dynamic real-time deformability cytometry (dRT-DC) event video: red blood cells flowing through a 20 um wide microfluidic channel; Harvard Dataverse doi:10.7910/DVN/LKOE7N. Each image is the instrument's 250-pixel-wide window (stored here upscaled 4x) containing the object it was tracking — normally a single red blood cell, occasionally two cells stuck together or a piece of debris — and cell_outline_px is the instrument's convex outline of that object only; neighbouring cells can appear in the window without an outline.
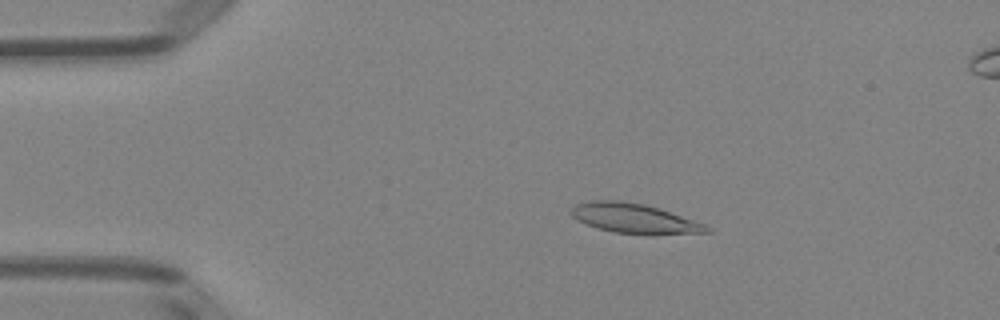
{"species": "Egyptian fruit bat (a non-hibernating species)", "species_latin": "Rousettus aegyptiacus", "temperature_condition": "room temperature", "stored_images_in_passage": 50, "camera_frame_rate_fps": 3000, "um_per_image_px": 0.085, "animal": {"sex": "female"}, "frame": {"image": 1, "passage_image": 9, "time_ms": 2.667, "image_size_px": [1000, 320], "cell_outline_px": [[712, 232], [652, 236], [644, 236], [612, 232], [596, 228], [572, 216], [568, 212], [576, 204], [588, 200], [620, 200], [644, 204], [660, 208], [704, 224], [712, 228]], "centroid_in_image_um": [53.95, 18.59], "position_along_channel_um": 31.0, "area_um2": 24.1}}
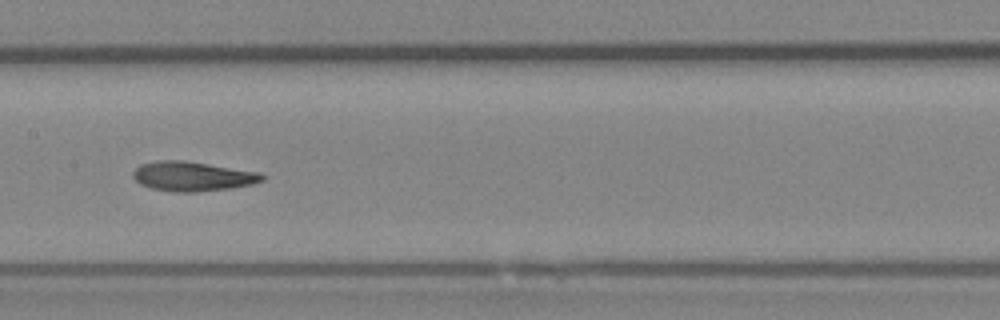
{"frame": {"image": 2, "passage_image": 25, "time_ms": 8.0, "image_size_px": [1000, 320], "cell_outline_px": [[264, 180], [252, 184], [232, 188], [196, 192], [176, 192], [152, 188], [140, 184], [132, 176], [132, 172], [140, 164], [156, 160], [184, 160], [260, 172], [264, 176]], "centroid_in_image_um": [16.36, 14.98], "position_along_channel_um": 191.0, "area_um2": 22.31}}
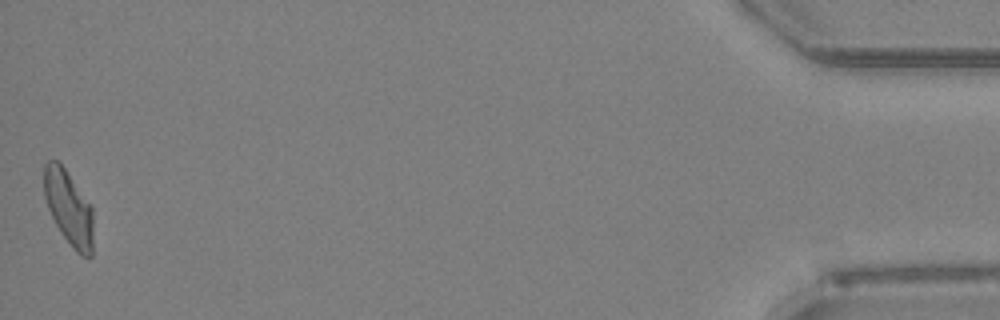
{"frame": {"image": 3, "passage_image": 50, "time_ms": 16.333, "image_size_px": [1000, 320], "cell_outline_px": [[92, 256], [80, 256], [76, 252], [60, 232], [48, 208], [44, 196], [44, 164], [48, 160], [56, 160], [64, 168], [92, 208]], "centroid_in_image_um": [5.82, 17.68], "position_along_channel_um": 429.4, "area_um2": 20.98}, "authors_computed_cell_mechanics": {"area_um2": 22.2241, "velocity_mm_per_s": 3.9816, "shape_relaxation_time_tau1_ms": null, "shape_relaxation_time_tau2_ms": 2.619, "deformation_change_tau1": null, "deformation_change_tau2": 0.0975}}